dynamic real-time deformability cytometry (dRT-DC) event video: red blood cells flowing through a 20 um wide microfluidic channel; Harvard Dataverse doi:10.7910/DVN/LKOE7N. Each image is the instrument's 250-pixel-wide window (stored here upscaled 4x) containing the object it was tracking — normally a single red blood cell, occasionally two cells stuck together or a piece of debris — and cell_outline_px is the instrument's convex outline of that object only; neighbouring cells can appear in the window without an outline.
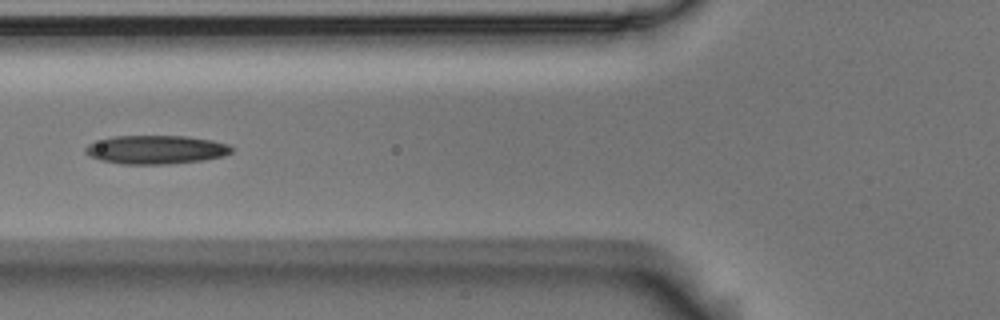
{"species": "Egyptian fruit bat (a non-hibernating species)", "species_latin": "Rousettus aegyptiacus", "temperature_condition": "room temperature", "stored_images_in_passage": 2, "camera_frame_rate_fps": 3000, "um_per_image_px": 0.085, "animal": {"sex": "male"}, "frame": {"image": 1, "passage_image": 2, "time_ms": 0.333, "image_size_px": [1000, 320], "cell_outline_px": [[232, 152], [224, 156], [204, 160], [164, 164], [124, 164], [100, 160], [88, 156], [84, 152], [84, 148], [88, 144], [100, 140], [116, 136], [184, 136], [212, 140], [228, 144], [232, 148]], "centroid_in_image_um": [13.24, 12.72], "position_along_channel_um": 112.6, "area_um2": 24.33}}